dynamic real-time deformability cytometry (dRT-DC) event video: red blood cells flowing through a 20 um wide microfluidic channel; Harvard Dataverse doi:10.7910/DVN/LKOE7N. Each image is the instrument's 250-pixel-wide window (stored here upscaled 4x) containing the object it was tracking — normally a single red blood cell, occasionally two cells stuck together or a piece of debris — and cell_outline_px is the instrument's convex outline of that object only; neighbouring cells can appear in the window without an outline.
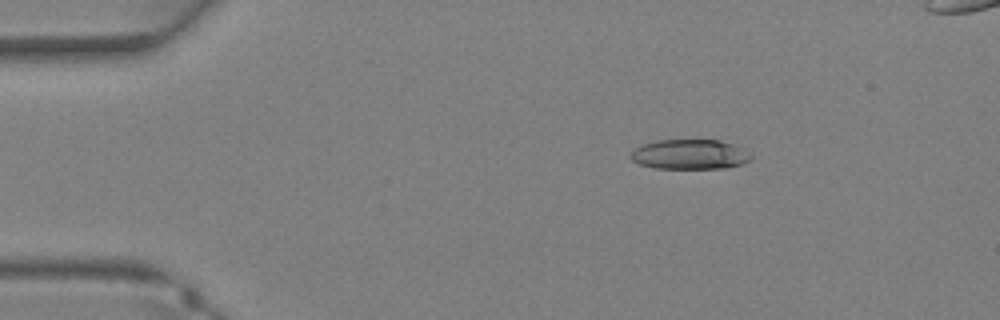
{"species": "Egyptian fruit bat (a non-hibernating species)", "species_latin": "Rousettus aegyptiacus", "temperature_condition": "warm", "stored_images_in_passage": 29, "camera_frame_rate_fps": 3000, "um_per_image_px": 0.085, "animal": {"sex": "female"}, "frame": {"image": 1, "passage_image": 1, "time_ms": 0.0, "image_size_px": [1000, 320], "cell_outline_px": [[752, 156], [744, 164], [724, 168], [656, 168], [640, 164], [632, 160], [628, 156], [636, 148], [644, 144], [656, 140], [720, 140], [736, 144], [752, 152]], "centroid_in_image_um": [58.69, 13.11], "position_along_channel_um": 26.3, "area_um2": 21.1}}
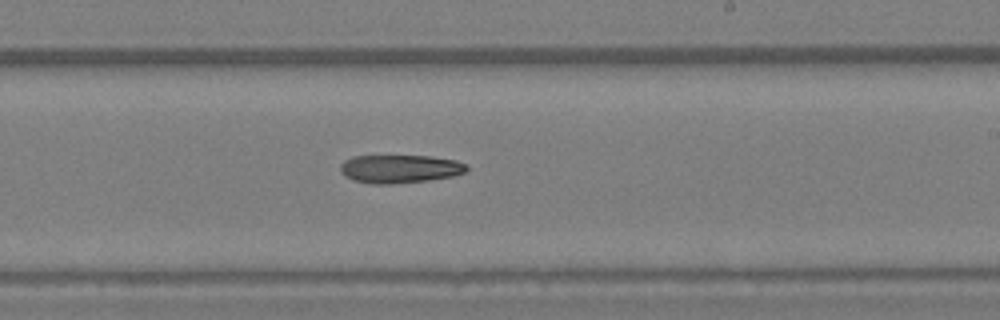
{"frame": {"image": 2, "passage_image": 17, "time_ms": 5.333, "image_size_px": [1000, 320], "cell_outline_px": [[468, 168], [464, 172], [452, 176], [428, 180], [392, 184], [372, 184], [352, 180], [340, 172], [340, 164], [344, 160], [352, 156], [432, 156], [456, 160], [468, 164]], "centroid_in_image_um": [33.97, 14.35], "position_along_channel_um": 255.0, "area_um2": 20.92}}
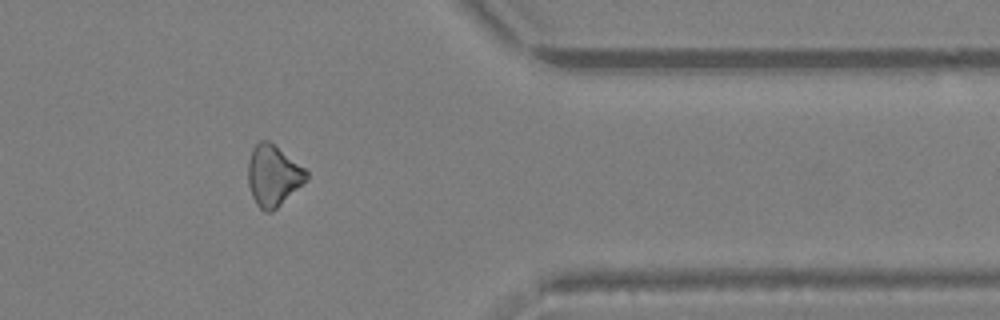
{"frame": {"image": 3, "passage_image": 25, "time_ms": 8.0, "image_size_px": [1000, 320], "cell_outline_px": [[308, 180], [272, 212], [264, 212], [256, 204], [252, 196], [248, 184], [248, 160], [252, 148], [260, 140], [268, 140], [304, 168], [308, 172]], "centroid_in_image_um": [23.21, 14.94], "position_along_channel_um": 388.2, "area_um2": 20.69}}